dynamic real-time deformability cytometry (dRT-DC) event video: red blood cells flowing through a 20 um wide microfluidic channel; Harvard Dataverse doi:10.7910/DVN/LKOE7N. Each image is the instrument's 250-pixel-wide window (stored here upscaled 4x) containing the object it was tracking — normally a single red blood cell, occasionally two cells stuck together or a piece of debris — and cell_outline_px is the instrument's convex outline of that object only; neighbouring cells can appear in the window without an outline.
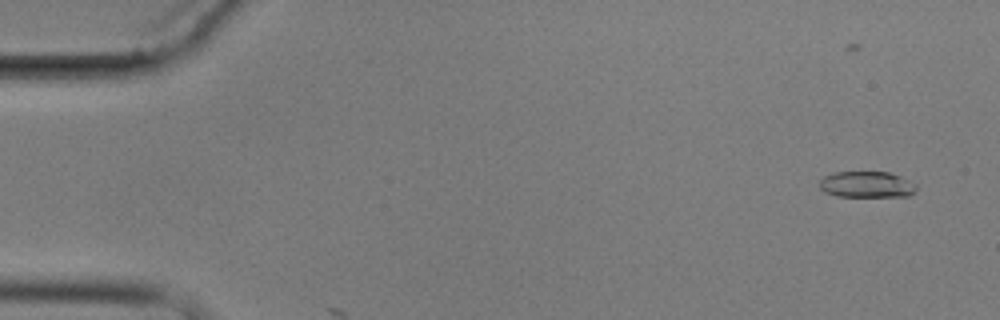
{"species": "common noctule bat (a hibernating species)", "species_latin": "Nyctalus noctula", "temperature_condition": "cold", "stored_images_in_passage": 4, "camera_frame_rate_fps": 3000, "um_per_image_px": 0.085, "animal": {"sex": "male", "body_mass_g": 17.9}, "frame": {"image": 1, "passage_image": 1, "time_ms": 0.0, "image_size_px": [1000, 320], "cell_outline_px": [[916, 188], [908, 196], [836, 196], [824, 192], [820, 188], [820, 180], [824, 176], [836, 172], [888, 172], [900, 176], [916, 184]], "centroid_in_image_um": [73.64, 15.68], "position_along_channel_um": 11.4, "area_um2": 14.62}}
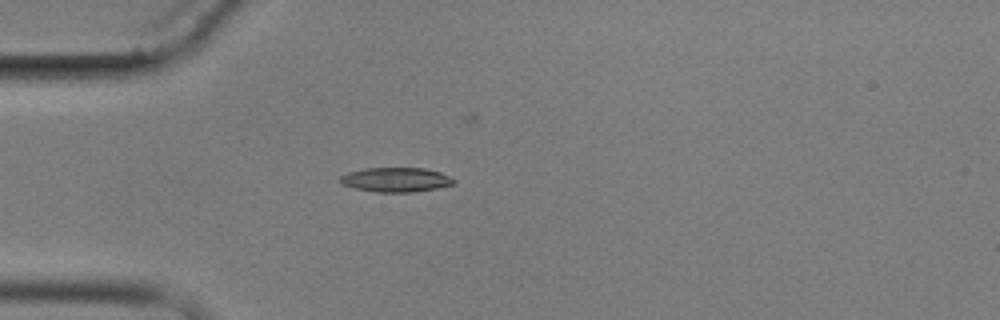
{"frame": {"image": 2, "passage_image": 4, "time_ms": 4.333, "image_size_px": [1000, 320], "cell_outline_px": [[456, 184], [436, 188], [412, 192], [376, 192], [356, 188], [340, 184], [340, 176], [348, 172], [364, 168], [424, 168], [440, 172], [456, 180]], "centroid_in_image_um": [33.65, 15.27], "position_along_channel_um": 51.3, "area_um2": 16.18}}